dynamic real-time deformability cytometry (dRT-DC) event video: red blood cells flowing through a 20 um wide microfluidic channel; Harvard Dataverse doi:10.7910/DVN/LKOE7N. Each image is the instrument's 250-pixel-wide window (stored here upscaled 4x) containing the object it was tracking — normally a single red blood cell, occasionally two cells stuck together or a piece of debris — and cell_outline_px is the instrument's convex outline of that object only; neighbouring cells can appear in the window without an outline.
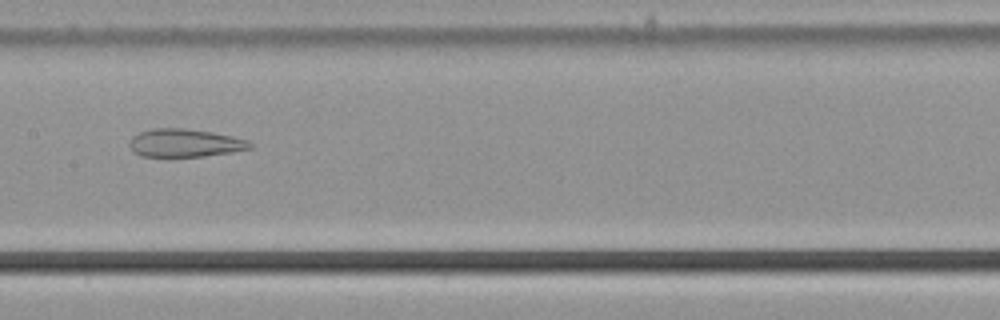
{"species": "common noctule bat (a hibernating species)", "species_latin": "Nyctalus noctula", "temperature_condition": "cold", "stored_images_in_passage": 43, "camera_frame_rate_fps": 3000, "um_per_image_px": 0.085, "animal": {"sex": "male", "body_mass_g": 21.5, "forearm_length_mm": 52.0}, "frame": {"image": 1, "passage_image": 16, "time_ms": 5.0, "image_size_px": [1000, 320], "cell_outline_px": [[252, 148], [232, 152], [204, 156], [168, 160], [140, 156], [132, 152], [128, 144], [132, 136], [140, 132], [152, 128], [184, 128], [212, 132], [232, 136], [248, 140], [252, 144]], "centroid_in_image_um": [15.63, 12.2], "position_along_channel_um": 191.8, "area_um2": 20.69}}
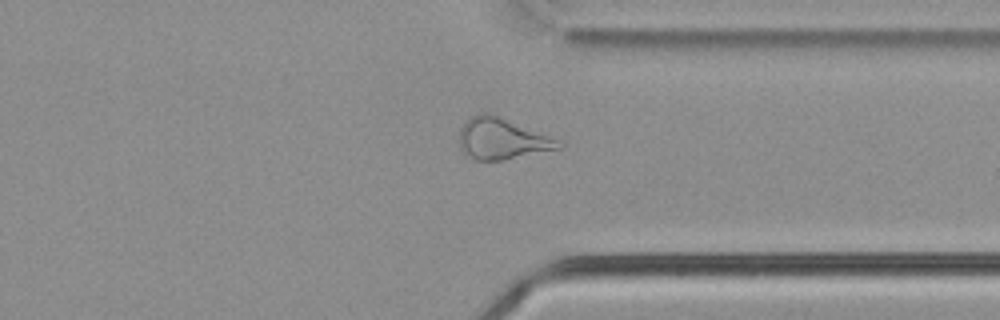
{"frame": {"image": 2, "passage_image": 30, "time_ms": 9.667, "image_size_px": [1000, 320], "cell_outline_px": [[564, 148], [504, 160], [476, 160], [464, 152], [460, 148], [460, 128], [464, 120], [480, 112], [488, 112], [560, 140], [564, 144]], "centroid_in_image_um": [42.68, 11.79], "position_along_channel_um": 368.7, "area_um2": 23.87}}
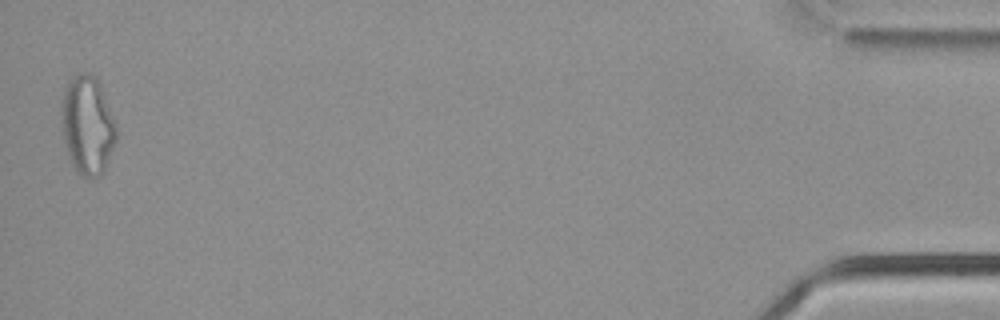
{"frame": {"image": 3, "passage_image": 42, "time_ms": 13.667, "image_size_px": [1000, 320], "cell_outline_px": [[116, 140], [104, 172], [100, 176], [88, 180], [72, 164], [68, 152], [64, 136], [60, 112], [60, 104], [68, 80], [76, 72], [88, 72], [96, 76], [100, 84], [116, 124]], "centroid_in_image_um": [7.44, 10.6], "position_along_channel_um": 427.8, "area_um2": 31.62}, "authors_computed_cell_mechanics": {"area_um2": 24.9696, "velocity_mm_per_s": 3.8046, "shape_relaxation_time_tau1_ms": null, "shape_relaxation_time_tau2_ms": 3.002, "deformation_change_tau1": null, "deformation_change_tau2": 0.146}}